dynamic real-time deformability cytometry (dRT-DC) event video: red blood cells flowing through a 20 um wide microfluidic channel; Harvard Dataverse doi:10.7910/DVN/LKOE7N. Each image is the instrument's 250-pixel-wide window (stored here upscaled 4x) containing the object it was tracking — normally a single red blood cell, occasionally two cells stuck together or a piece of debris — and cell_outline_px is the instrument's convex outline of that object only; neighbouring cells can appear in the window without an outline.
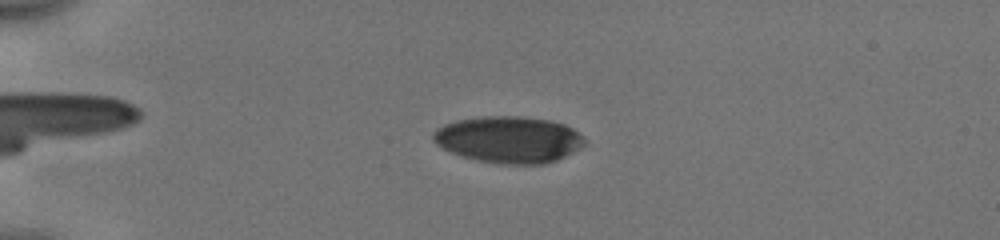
{"species": "human", "species_latin": "Homo sapiens", "temperature_condition": "cold", "stored_images_in_passage": 46, "camera_frame_rate_fps": 3000, "um_per_image_px": 0.085, "donor": {"sex": "male"}, "frame": {"image": 1, "passage_image": 7, "time_ms": 2.0, "image_size_px": [1000, 240], "cell_outline_px": [[588, 144], [556, 160], [544, 164], [500, 164], [476, 160], [460, 156], [436, 144], [432, 140], [432, 132], [436, 128], [444, 124], [456, 120], [484, 116], [520, 116], [548, 120], [564, 124], [572, 128], [584, 136]], "centroid_in_image_um": [43.24, 11.86], "position_along_channel_um": 41.8, "area_um2": 41.38}}
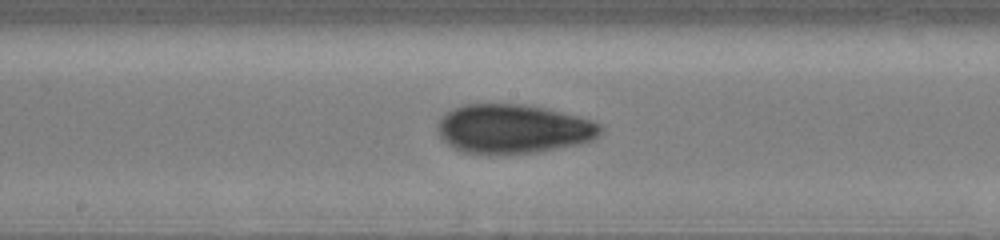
{"frame": {"image": 2, "passage_image": 23, "time_ms": 7.333, "image_size_px": [1000, 240], "cell_outline_px": [[604, 128], [592, 140], [576, 144], [556, 148], [532, 152], [464, 152], [448, 144], [440, 136], [436, 128], [436, 124], [452, 108], [464, 104], [524, 104], [548, 108], [580, 116], [600, 124]], "centroid_in_image_um": [43.63, 10.91], "position_along_channel_um": 204.6, "area_um2": 45.89}}
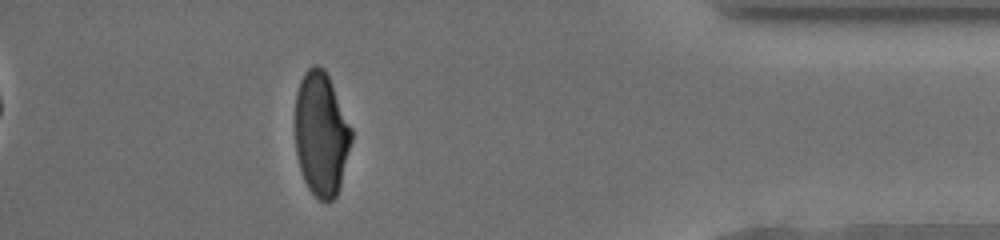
{"frame": {"image": 3, "passage_image": 41, "time_ms": 13.333, "image_size_px": [1000, 240], "cell_outline_px": [[352, 140], [340, 184], [336, 196], [328, 204], [324, 204], [308, 188], [304, 180], [300, 168], [296, 152], [296, 92], [300, 80], [304, 72], [312, 64], [316, 64], [324, 68], [332, 84], [352, 128]], "centroid_in_image_um": [27.3, 11.38], "position_along_channel_um": 407.9, "area_um2": 40.63}, "authors_computed_cell_mechanics": {"area_um2": 43.4656, "velocity_mm_per_s": 3.9761, "shape_relaxation_time_tau1_ms": 5.2606, "shape_relaxation_time_tau2_ms": 1.6714, "deformation_change_tau1": 0.1697, "deformation_change_tau2": 0.0688}}